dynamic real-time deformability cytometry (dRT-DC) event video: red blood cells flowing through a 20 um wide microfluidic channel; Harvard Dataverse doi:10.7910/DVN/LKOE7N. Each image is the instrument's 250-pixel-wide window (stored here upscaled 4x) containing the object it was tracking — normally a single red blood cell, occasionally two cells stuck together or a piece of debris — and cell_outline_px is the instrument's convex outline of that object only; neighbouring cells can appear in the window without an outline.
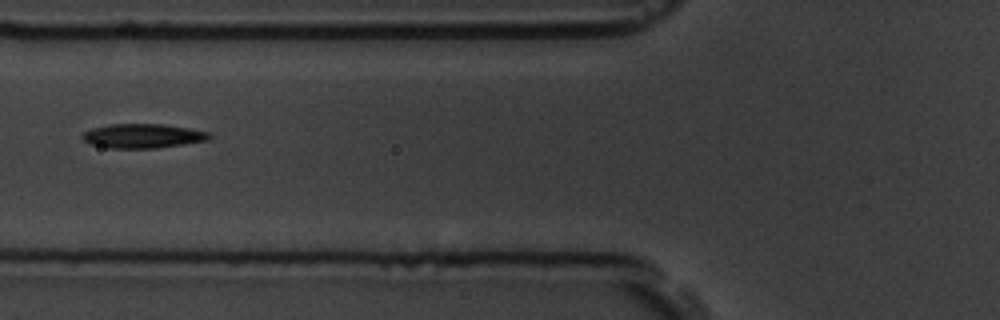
{"species": "common noctule bat (a hibernating species)", "species_latin": "Nyctalus noctula", "temperature_condition": "room temperature", "stored_images_in_passage": 4, "camera_frame_rate_fps": 3000, "um_per_image_px": 0.085, "animal": {"sex": "male", "body_mass_g": 19.5, "forearm_length_mm": 54.6}, "frame": {"image": 1, "passage_image": 4, "time_ms": 1.0, "image_size_px": [1000, 320], "cell_outline_px": [[212, 136], [208, 140], [184, 144], [156, 148], [108, 148], [88, 144], [80, 136], [84, 132], [92, 128], [108, 124], [164, 124], [188, 128], [208, 132]], "centroid_in_image_um": [12.1, 11.55], "position_along_channel_um": 113.7, "area_um2": 18.03}}